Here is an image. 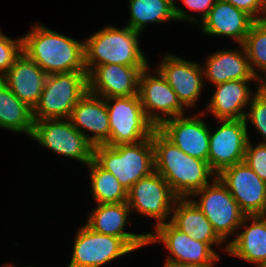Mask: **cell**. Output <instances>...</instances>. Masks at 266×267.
<instances>
[{
    "label": "cell",
    "instance_id": "obj_38",
    "mask_svg": "<svg viewBox=\"0 0 266 267\" xmlns=\"http://www.w3.org/2000/svg\"><path fill=\"white\" fill-rule=\"evenodd\" d=\"M5 36V34L2 33L1 28H0V40Z\"/></svg>",
    "mask_w": 266,
    "mask_h": 267
},
{
    "label": "cell",
    "instance_id": "obj_31",
    "mask_svg": "<svg viewBox=\"0 0 266 267\" xmlns=\"http://www.w3.org/2000/svg\"><path fill=\"white\" fill-rule=\"evenodd\" d=\"M21 53L22 36L13 39L5 35L0 40V77L10 69Z\"/></svg>",
    "mask_w": 266,
    "mask_h": 267
},
{
    "label": "cell",
    "instance_id": "obj_11",
    "mask_svg": "<svg viewBox=\"0 0 266 267\" xmlns=\"http://www.w3.org/2000/svg\"><path fill=\"white\" fill-rule=\"evenodd\" d=\"M67 267H102L134 250L122 239L104 235L81 225L76 232Z\"/></svg>",
    "mask_w": 266,
    "mask_h": 267
},
{
    "label": "cell",
    "instance_id": "obj_27",
    "mask_svg": "<svg viewBox=\"0 0 266 267\" xmlns=\"http://www.w3.org/2000/svg\"><path fill=\"white\" fill-rule=\"evenodd\" d=\"M33 126V109L0 80V128L26 134L30 138Z\"/></svg>",
    "mask_w": 266,
    "mask_h": 267
},
{
    "label": "cell",
    "instance_id": "obj_36",
    "mask_svg": "<svg viewBox=\"0 0 266 267\" xmlns=\"http://www.w3.org/2000/svg\"><path fill=\"white\" fill-rule=\"evenodd\" d=\"M14 266V264L13 263H4V265H2L1 267H13ZM26 267H32V266H26ZM34 267V266H33Z\"/></svg>",
    "mask_w": 266,
    "mask_h": 267
},
{
    "label": "cell",
    "instance_id": "obj_3",
    "mask_svg": "<svg viewBox=\"0 0 266 267\" xmlns=\"http://www.w3.org/2000/svg\"><path fill=\"white\" fill-rule=\"evenodd\" d=\"M141 33L129 26L118 28L113 25L102 27L98 32L84 38L86 72L96 66L118 64L125 66H148L149 60L140 49Z\"/></svg>",
    "mask_w": 266,
    "mask_h": 267
},
{
    "label": "cell",
    "instance_id": "obj_23",
    "mask_svg": "<svg viewBox=\"0 0 266 267\" xmlns=\"http://www.w3.org/2000/svg\"><path fill=\"white\" fill-rule=\"evenodd\" d=\"M47 74L23 52L0 80L31 109L37 105Z\"/></svg>",
    "mask_w": 266,
    "mask_h": 267
},
{
    "label": "cell",
    "instance_id": "obj_8",
    "mask_svg": "<svg viewBox=\"0 0 266 267\" xmlns=\"http://www.w3.org/2000/svg\"><path fill=\"white\" fill-rule=\"evenodd\" d=\"M30 138L55 154L84 166L93 160V144L72 125L69 118L34 120Z\"/></svg>",
    "mask_w": 266,
    "mask_h": 267
},
{
    "label": "cell",
    "instance_id": "obj_24",
    "mask_svg": "<svg viewBox=\"0 0 266 267\" xmlns=\"http://www.w3.org/2000/svg\"><path fill=\"white\" fill-rule=\"evenodd\" d=\"M242 227L227 243V253L255 267H266V215L245 216Z\"/></svg>",
    "mask_w": 266,
    "mask_h": 267
},
{
    "label": "cell",
    "instance_id": "obj_5",
    "mask_svg": "<svg viewBox=\"0 0 266 267\" xmlns=\"http://www.w3.org/2000/svg\"><path fill=\"white\" fill-rule=\"evenodd\" d=\"M87 91L86 71L48 75L40 99L33 109L34 120L69 118L72 109Z\"/></svg>",
    "mask_w": 266,
    "mask_h": 267
},
{
    "label": "cell",
    "instance_id": "obj_7",
    "mask_svg": "<svg viewBox=\"0 0 266 267\" xmlns=\"http://www.w3.org/2000/svg\"><path fill=\"white\" fill-rule=\"evenodd\" d=\"M105 100L110 125L105 145L135 144L151 137L156 127L147 119L139 95Z\"/></svg>",
    "mask_w": 266,
    "mask_h": 267
},
{
    "label": "cell",
    "instance_id": "obj_37",
    "mask_svg": "<svg viewBox=\"0 0 266 267\" xmlns=\"http://www.w3.org/2000/svg\"><path fill=\"white\" fill-rule=\"evenodd\" d=\"M260 5L266 10V0H258Z\"/></svg>",
    "mask_w": 266,
    "mask_h": 267
},
{
    "label": "cell",
    "instance_id": "obj_18",
    "mask_svg": "<svg viewBox=\"0 0 266 267\" xmlns=\"http://www.w3.org/2000/svg\"><path fill=\"white\" fill-rule=\"evenodd\" d=\"M131 213L127 202L96 204L88 214L85 224L95 232L122 238L135 251L148 246L147 233L125 231L127 224L133 220L129 217Z\"/></svg>",
    "mask_w": 266,
    "mask_h": 267
},
{
    "label": "cell",
    "instance_id": "obj_16",
    "mask_svg": "<svg viewBox=\"0 0 266 267\" xmlns=\"http://www.w3.org/2000/svg\"><path fill=\"white\" fill-rule=\"evenodd\" d=\"M202 116V111L192 116H177L157 129L185 154L208 162L210 127Z\"/></svg>",
    "mask_w": 266,
    "mask_h": 267
},
{
    "label": "cell",
    "instance_id": "obj_13",
    "mask_svg": "<svg viewBox=\"0 0 266 267\" xmlns=\"http://www.w3.org/2000/svg\"><path fill=\"white\" fill-rule=\"evenodd\" d=\"M215 131L210 128L208 165L218 175L227 167L244 161L247 142L251 137L244 119L217 120Z\"/></svg>",
    "mask_w": 266,
    "mask_h": 267
},
{
    "label": "cell",
    "instance_id": "obj_21",
    "mask_svg": "<svg viewBox=\"0 0 266 267\" xmlns=\"http://www.w3.org/2000/svg\"><path fill=\"white\" fill-rule=\"evenodd\" d=\"M250 81L231 80L214 85L215 90L202 112L212 114L217 120L244 119L247 106L261 86L257 85L252 92Z\"/></svg>",
    "mask_w": 266,
    "mask_h": 267
},
{
    "label": "cell",
    "instance_id": "obj_9",
    "mask_svg": "<svg viewBox=\"0 0 266 267\" xmlns=\"http://www.w3.org/2000/svg\"><path fill=\"white\" fill-rule=\"evenodd\" d=\"M178 197L165 179L156 171L139 179L127 191L130 211L154 218V227L170 222L171 213Z\"/></svg>",
    "mask_w": 266,
    "mask_h": 267
},
{
    "label": "cell",
    "instance_id": "obj_1",
    "mask_svg": "<svg viewBox=\"0 0 266 267\" xmlns=\"http://www.w3.org/2000/svg\"><path fill=\"white\" fill-rule=\"evenodd\" d=\"M22 52L47 75L86 71L84 40L78 41L39 22L22 36Z\"/></svg>",
    "mask_w": 266,
    "mask_h": 267
},
{
    "label": "cell",
    "instance_id": "obj_20",
    "mask_svg": "<svg viewBox=\"0 0 266 267\" xmlns=\"http://www.w3.org/2000/svg\"><path fill=\"white\" fill-rule=\"evenodd\" d=\"M238 47L240 49L226 48L210 54L202 64L204 81L216 85L231 80H253L262 85L251 70L245 47L243 44H238Z\"/></svg>",
    "mask_w": 266,
    "mask_h": 267
},
{
    "label": "cell",
    "instance_id": "obj_32",
    "mask_svg": "<svg viewBox=\"0 0 266 267\" xmlns=\"http://www.w3.org/2000/svg\"><path fill=\"white\" fill-rule=\"evenodd\" d=\"M244 162L266 182V144L258 142L253 145L251 139L248 140Z\"/></svg>",
    "mask_w": 266,
    "mask_h": 267
},
{
    "label": "cell",
    "instance_id": "obj_30",
    "mask_svg": "<svg viewBox=\"0 0 266 267\" xmlns=\"http://www.w3.org/2000/svg\"><path fill=\"white\" fill-rule=\"evenodd\" d=\"M244 121L247 128L248 123L252 124L253 128L263 138L260 143L266 144V84H262L252 97Z\"/></svg>",
    "mask_w": 266,
    "mask_h": 267
},
{
    "label": "cell",
    "instance_id": "obj_6",
    "mask_svg": "<svg viewBox=\"0 0 266 267\" xmlns=\"http://www.w3.org/2000/svg\"><path fill=\"white\" fill-rule=\"evenodd\" d=\"M190 199L202 211L213 230L227 245L226 240L236 236L246 215L241 211L226 186L216 176L209 184L196 191Z\"/></svg>",
    "mask_w": 266,
    "mask_h": 267
},
{
    "label": "cell",
    "instance_id": "obj_12",
    "mask_svg": "<svg viewBox=\"0 0 266 267\" xmlns=\"http://www.w3.org/2000/svg\"><path fill=\"white\" fill-rule=\"evenodd\" d=\"M149 68L139 75L138 95L147 119L158 128L168 119L185 115V108L160 71L156 68L151 73Z\"/></svg>",
    "mask_w": 266,
    "mask_h": 267
},
{
    "label": "cell",
    "instance_id": "obj_22",
    "mask_svg": "<svg viewBox=\"0 0 266 267\" xmlns=\"http://www.w3.org/2000/svg\"><path fill=\"white\" fill-rule=\"evenodd\" d=\"M255 20L245 11L236 8L231 3L216 0L209 14L199 23L203 34L208 36H226L234 39L237 44H243L251 25Z\"/></svg>",
    "mask_w": 266,
    "mask_h": 267
},
{
    "label": "cell",
    "instance_id": "obj_4",
    "mask_svg": "<svg viewBox=\"0 0 266 267\" xmlns=\"http://www.w3.org/2000/svg\"><path fill=\"white\" fill-rule=\"evenodd\" d=\"M93 160L113 174L125 190L155 171L151 137L135 144L94 146Z\"/></svg>",
    "mask_w": 266,
    "mask_h": 267
},
{
    "label": "cell",
    "instance_id": "obj_19",
    "mask_svg": "<svg viewBox=\"0 0 266 267\" xmlns=\"http://www.w3.org/2000/svg\"><path fill=\"white\" fill-rule=\"evenodd\" d=\"M69 120L93 146L109 140L110 125L105 98L87 91L72 109Z\"/></svg>",
    "mask_w": 266,
    "mask_h": 267
},
{
    "label": "cell",
    "instance_id": "obj_29",
    "mask_svg": "<svg viewBox=\"0 0 266 267\" xmlns=\"http://www.w3.org/2000/svg\"><path fill=\"white\" fill-rule=\"evenodd\" d=\"M243 46L252 72L266 84V15L251 25Z\"/></svg>",
    "mask_w": 266,
    "mask_h": 267
},
{
    "label": "cell",
    "instance_id": "obj_14",
    "mask_svg": "<svg viewBox=\"0 0 266 267\" xmlns=\"http://www.w3.org/2000/svg\"><path fill=\"white\" fill-rule=\"evenodd\" d=\"M217 177L246 216L266 215V182L244 161L225 168Z\"/></svg>",
    "mask_w": 266,
    "mask_h": 267
},
{
    "label": "cell",
    "instance_id": "obj_2",
    "mask_svg": "<svg viewBox=\"0 0 266 267\" xmlns=\"http://www.w3.org/2000/svg\"><path fill=\"white\" fill-rule=\"evenodd\" d=\"M155 171L169 184L178 198H190L217 175L208 162L185 154L157 128L151 134Z\"/></svg>",
    "mask_w": 266,
    "mask_h": 267
},
{
    "label": "cell",
    "instance_id": "obj_25",
    "mask_svg": "<svg viewBox=\"0 0 266 267\" xmlns=\"http://www.w3.org/2000/svg\"><path fill=\"white\" fill-rule=\"evenodd\" d=\"M130 15L126 26L142 34L150 23L164 24L167 21L198 23V17L178 7L175 0H128Z\"/></svg>",
    "mask_w": 266,
    "mask_h": 267
},
{
    "label": "cell",
    "instance_id": "obj_17",
    "mask_svg": "<svg viewBox=\"0 0 266 267\" xmlns=\"http://www.w3.org/2000/svg\"><path fill=\"white\" fill-rule=\"evenodd\" d=\"M146 67L98 65L88 74V91L103 98L138 95L139 75Z\"/></svg>",
    "mask_w": 266,
    "mask_h": 267
},
{
    "label": "cell",
    "instance_id": "obj_34",
    "mask_svg": "<svg viewBox=\"0 0 266 267\" xmlns=\"http://www.w3.org/2000/svg\"><path fill=\"white\" fill-rule=\"evenodd\" d=\"M183 5L191 11L201 12L198 24L204 20L209 11L215 4L216 0H180Z\"/></svg>",
    "mask_w": 266,
    "mask_h": 267
},
{
    "label": "cell",
    "instance_id": "obj_33",
    "mask_svg": "<svg viewBox=\"0 0 266 267\" xmlns=\"http://www.w3.org/2000/svg\"><path fill=\"white\" fill-rule=\"evenodd\" d=\"M231 3L238 9L245 11L255 21L265 16L266 10L260 5L258 0H223Z\"/></svg>",
    "mask_w": 266,
    "mask_h": 267
},
{
    "label": "cell",
    "instance_id": "obj_10",
    "mask_svg": "<svg viewBox=\"0 0 266 267\" xmlns=\"http://www.w3.org/2000/svg\"><path fill=\"white\" fill-rule=\"evenodd\" d=\"M154 229L155 231L147 233V243L164 245L168 252L165 262L215 266V262L221 259L208 243L194 240L171 222L159 224Z\"/></svg>",
    "mask_w": 266,
    "mask_h": 267
},
{
    "label": "cell",
    "instance_id": "obj_15",
    "mask_svg": "<svg viewBox=\"0 0 266 267\" xmlns=\"http://www.w3.org/2000/svg\"><path fill=\"white\" fill-rule=\"evenodd\" d=\"M159 63L156 68L175 91L181 105L186 110L194 105L196 107L201 91L206 86L202 64L170 53L161 58Z\"/></svg>",
    "mask_w": 266,
    "mask_h": 267
},
{
    "label": "cell",
    "instance_id": "obj_28",
    "mask_svg": "<svg viewBox=\"0 0 266 267\" xmlns=\"http://www.w3.org/2000/svg\"><path fill=\"white\" fill-rule=\"evenodd\" d=\"M89 168V179L94 202L97 204H111L127 202V190L119 183L118 179L110 172L101 168L94 160Z\"/></svg>",
    "mask_w": 266,
    "mask_h": 267
},
{
    "label": "cell",
    "instance_id": "obj_35",
    "mask_svg": "<svg viewBox=\"0 0 266 267\" xmlns=\"http://www.w3.org/2000/svg\"><path fill=\"white\" fill-rule=\"evenodd\" d=\"M164 267H214V266H202L197 264L189 263H174V262H164Z\"/></svg>",
    "mask_w": 266,
    "mask_h": 267
},
{
    "label": "cell",
    "instance_id": "obj_26",
    "mask_svg": "<svg viewBox=\"0 0 266 267\" xmlns=\"http://www.w3.org/2000/svg\"><path fill=\"white\" fill-rule=\"evenodd\" d=\"M170 222L180 231L192 236L194 240L208 243L212 248L227 245L213 230L211 223L190 198H178L171 213ZM225 247V248H224Z\"/></svg>",
    "mask_w": 266,
    "mask_h": 267
}]
</instances>
